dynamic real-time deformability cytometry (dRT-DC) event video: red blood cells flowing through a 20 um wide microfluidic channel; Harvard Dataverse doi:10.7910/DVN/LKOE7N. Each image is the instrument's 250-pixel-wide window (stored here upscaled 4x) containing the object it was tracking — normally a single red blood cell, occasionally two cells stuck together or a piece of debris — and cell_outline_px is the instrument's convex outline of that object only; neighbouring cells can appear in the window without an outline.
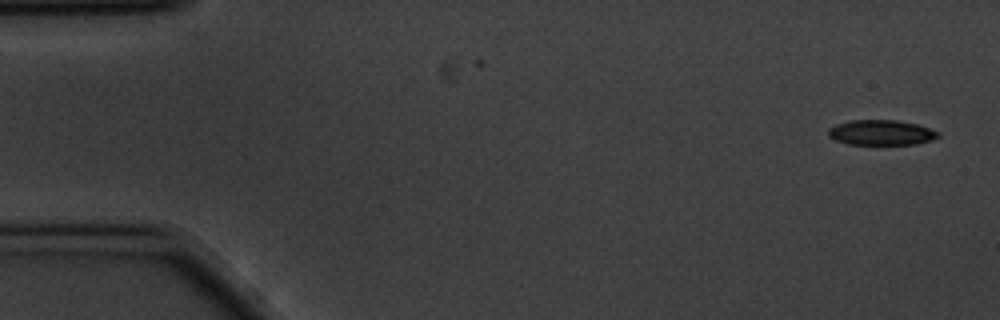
{"species": "common noctule bat (a hibernating species)", "species_latin": "Nyctalus noctula", "temperature_condition": "cold", "stored_images_in_passage": 56, "camera_frame_rate_fps": 3000, "um_per_image_px": 0.085, "animal": {"sex": "male", "body_mass_g": 20.1, "forearm_length_mm": 53.5}, "frame": {"image": 1, "passage_image": 1, "time_ms": 0.0, "image_size_px": [1000, 320], "cell_outline_px": [[940, 136], [932, 140], [916, 144], [848, 144], [836, 140], [828, 136], [828, 128], [836, 124], [848, 120], [896, 120], [916, 124], [940, 132]], "centroid_in_image_um": [74.89, 11.26], "position_along_channel_um": 10.1, "area_um2": 16.13}}
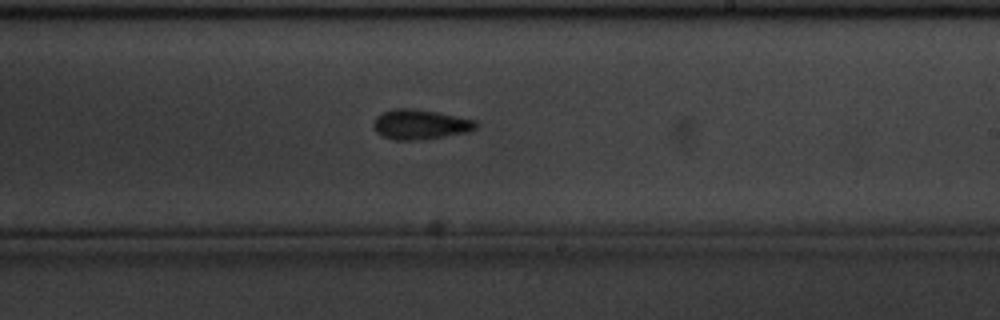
{"frame": {"image": 2, "passage_image": 32, "time_ms": 10.333, "image_size_px": [1000, 320], "cell_outline_px": [[476, 128], [468, 132], [416, 140], [392, 140], [376, 132], [372, 124], [376, 116], [392, 108], [412, 108], [436, 112], [476, 120]], "centroid_in_image_um": [35.67, 10.57], "position_along_channel_um": 253.3, "area_um2": 17.69}}
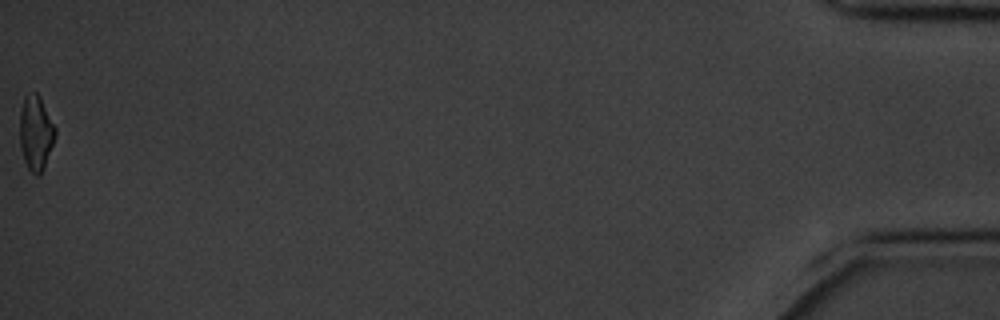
{"frame": {"image": 3, "passage_image": 56, "time_ms": 18.333, "image_size_px": [1000, 320], "cell_outline_px": [[56, 136], [44, 168], [40, 176], [36, 176], [28, 168], [24, 160], [20, 148], [20, 112], [24, 96], [36, 92], [40, 96], [56, 128]], "centroid_in_image_um": [3.05, 11.32], "position_along_channel_um": 432.1, "area_um2": 15.55}, "authors_computed_cell_mechanics": {"area_um2": 17.0799, "velocity_mm_per_s": 3.4865, "shape_relaxation_time_tau1_ms": 2.4868, "shape_relaxation_time_tau2_ms": null, "deformation_change_tau1": 0.1052, "deformation_change_tau2": null}}